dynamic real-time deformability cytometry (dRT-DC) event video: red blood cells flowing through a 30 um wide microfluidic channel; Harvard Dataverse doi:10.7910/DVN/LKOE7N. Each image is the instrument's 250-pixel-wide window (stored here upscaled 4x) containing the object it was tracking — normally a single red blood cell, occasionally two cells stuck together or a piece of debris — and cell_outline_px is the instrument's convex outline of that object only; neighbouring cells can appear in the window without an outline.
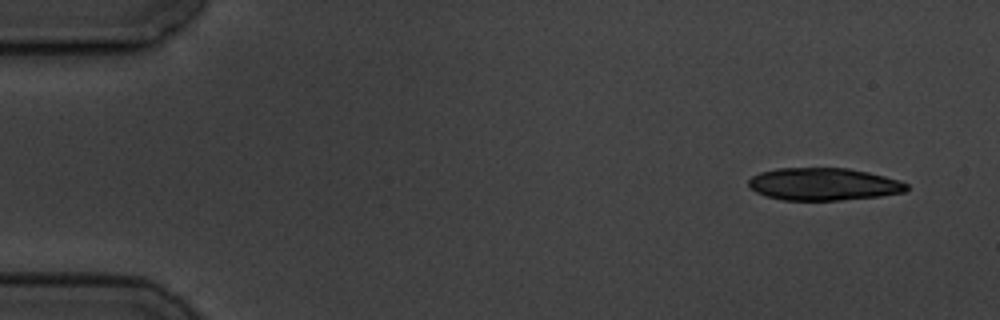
{"species": "common noctule bat (a hibernating species)", "species_latin": "Nyctalus noctula", "temperature_condition": "cold", "stored_images_in_passage": 6, "segment_of_instrument_passage": [2, 2], "camera_frame_rate_fps": 3000, "um_per_image_px": 0.085, "animal": {"sex": "male", "body_mass_g": 19.5, "forearm_length_mm": 54.6}, "frame": {"image": 1, "passage_image": 6, "time_ms": 6.333, "image_size_px": [1000, 320], "cell_outline_px": [[908, 188], [904, 192], [880, 196], [840, 200], [784, 200], [764, 196], [756, 192], [748, 184], [748, 180], [752, 176], [760, 172], [776, 168], [848, 168], [868, 172], [900, 180], [908, 184]], "centroid_in_image_um": [69.99, 15.65], "position_along_channel_um": 15.0, "area_um2": 29.94}}